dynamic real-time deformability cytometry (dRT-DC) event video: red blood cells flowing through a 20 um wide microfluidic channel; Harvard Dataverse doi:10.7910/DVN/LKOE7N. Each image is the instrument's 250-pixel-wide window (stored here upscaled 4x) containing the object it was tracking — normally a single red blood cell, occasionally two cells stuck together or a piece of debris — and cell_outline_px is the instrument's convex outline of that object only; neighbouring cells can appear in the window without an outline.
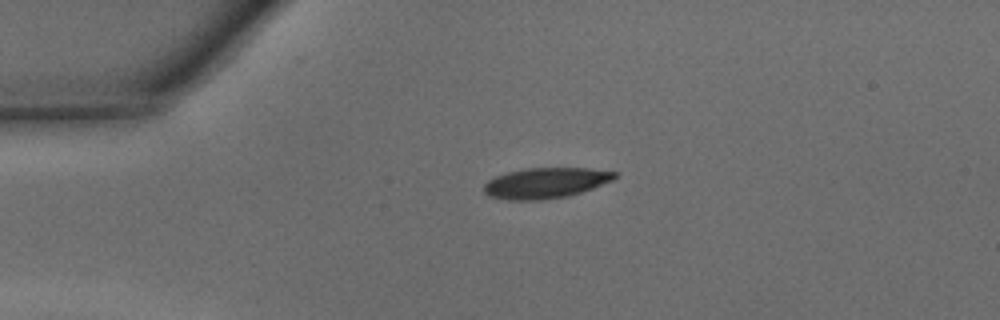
{"species": "common noctule bat (a hibernating species)", "species_latin": "Nyctalus noctula", "temperature_condition": "warm", "stored_images_in_passage": 36, "camera_frame_rate_fps": 3000, "um_per_image_px": 0.085, "animal": {"sex": "male", "body_mass_g": 15.6}, "frame": {"image": 1, "passage_image": 1, "time_ms": 0.0, "image_size_px": [1000, 320], "cell_outline_px": [[616, 176], [612, 180], [592, 188], [568, 196], [540, 200], [508, 200], [488, 196], [484, 192], [484, 184], [488, 180], [496, 176], [508, 172], [528, 168], [588, 168], [616, 172]], "centroid_in_image_um": [46.34, 15.56], "position_along_channel_um": 38.7, "area_um2": 23.12}}
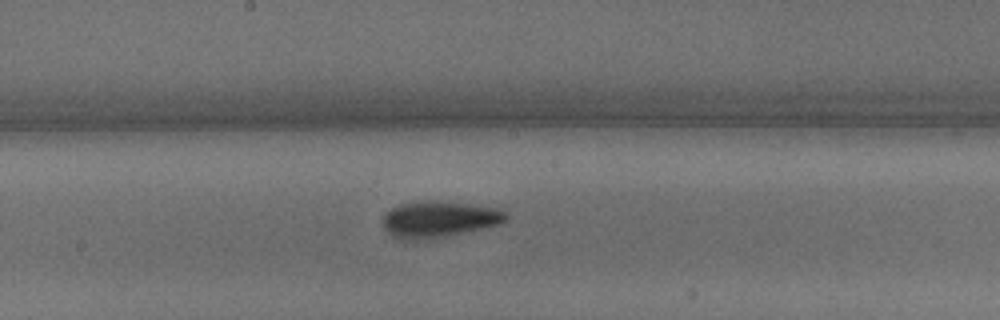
{"frame": {"image": 2, "passage_image": 15, "time_ms": 4.667, "image_size_px": [1000, 320], "cell_outline_px": [[508, 216], [500, 224], [488, 228], [444, 236], [416, 240], [404, 240], [392, 236], [384, 228], [384, 212], [400, 204], [472, 204], [492, 208], [504, 212]], "centroid_in_image_um": [37.31, 18.7], "position_along_channel_um": 210.9, "area_um2": 24.74}}
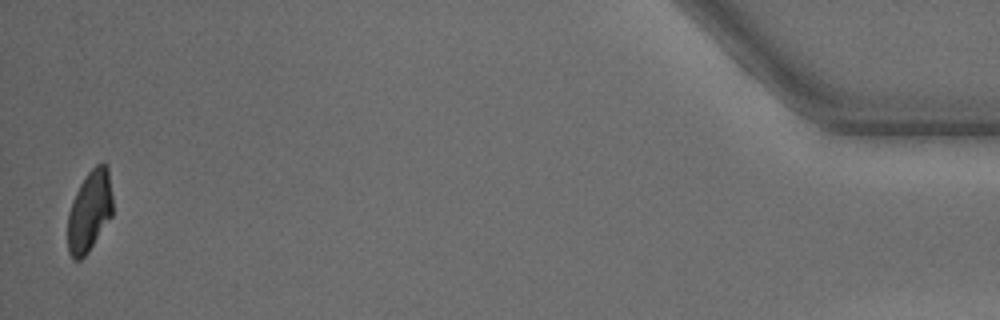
{"frame": {"image": 3, "passage_image": 36, "time_ms": 11.667, "image_size_px": [1000, 320], "cell_outline_px": [[112, 216], [88, 252], [80, 260], [72, 260], [68, 252], [68, 212], [72, 200], [80, 184], [88, 172], [96, 164], [104, 164], [108, 168], [112, 196]], "centroid_in_image_um": [7.6, 17.97], "position_along_channel_um": 427.6, "area_um2": 21.21}, "authors_computed_cell_mechanics": {"area_um2": 23.409, "velocity_mm_per_s": 4.3673, "shape_relaxation_time_tau1_ms": 2.9113, "shape_relaxation_time_tau2_ms": 3.7328, "deformation_change_tau1": 0.1369, "deformation_change_tau2": 0.1008}}